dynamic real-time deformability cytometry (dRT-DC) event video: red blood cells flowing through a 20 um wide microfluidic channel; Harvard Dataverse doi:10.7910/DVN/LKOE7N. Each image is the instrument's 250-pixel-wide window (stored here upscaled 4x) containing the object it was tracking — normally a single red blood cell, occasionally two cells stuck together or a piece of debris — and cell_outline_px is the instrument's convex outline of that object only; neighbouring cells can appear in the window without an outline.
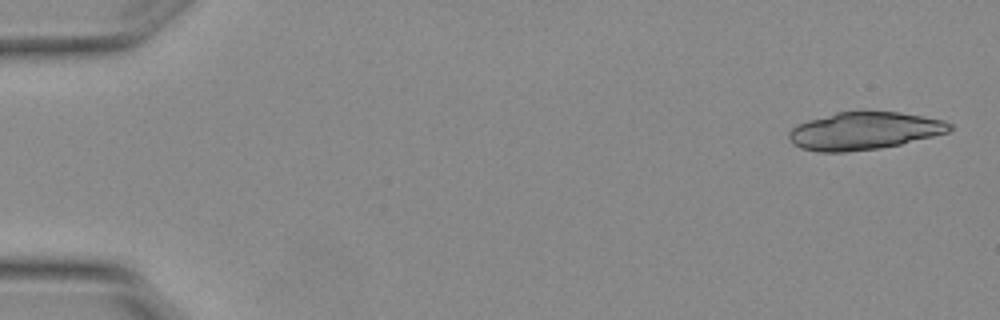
{"species": "Egyptian fruit bat (a non-hibernating species)", "species_latin": "Rousettus aegyptiacus", "temperature_condition": "warm", "stored_images_in_passage": 4, "camera_frame_rate_fps": 3000, "um_per_image_px": 0.085, "animal": {"sex": "female"}, "frame": {"image": 1, "passage_image": 1, "time_ms": 0.0, "image_size_px": [1000, 320], "cell_outline_px": [[952, 128], [948, 132], [900, 144], [880, 148], [844, 152], [820, 152], [800, 148], [792, 144], [788, 136], [788, 132], [796, 124], [808, 120], [836, 112], [900, 112], [944, 120], [952, 124]], "centroid_in_image_um": [73.41, 11.13], "position_along_channel_um": 11.6, "area_um2": 35.08}}